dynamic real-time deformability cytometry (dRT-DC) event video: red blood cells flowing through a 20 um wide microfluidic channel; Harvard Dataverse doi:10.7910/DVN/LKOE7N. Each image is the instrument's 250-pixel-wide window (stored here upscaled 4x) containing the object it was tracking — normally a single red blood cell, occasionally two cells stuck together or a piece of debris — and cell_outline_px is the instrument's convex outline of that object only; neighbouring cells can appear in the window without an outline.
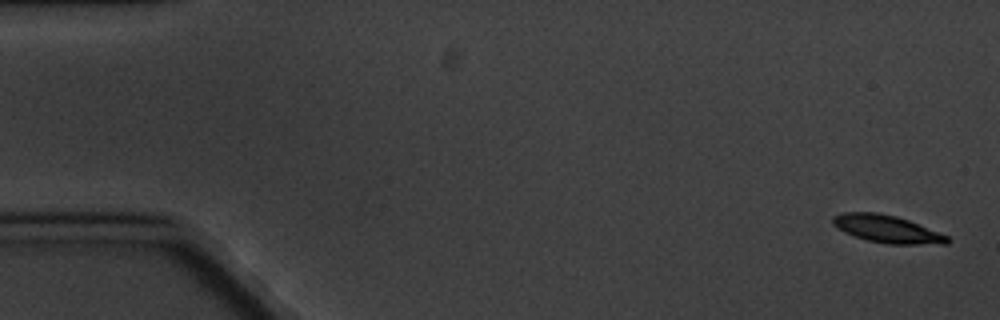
{"species": "common noctule bat (a hibernating species)", "species_latin": "Nyctalus noctula", "temperature_condition": "cold", "stored_images_in_passage": 6, "camera_frame_rate_fps": 3000, "um_per_image_px": 0.085, "animal": {"sex": "male", "body_mass_g": 20.1, "forearm_length_mm": 53.5}, "frame": {"image": 1, "passage_image": 1, "time_ms": 0.0, "image_size_px": [1000, 320], "cell_outline_px": [[952, 240], [948, 244], [888, 244], [868, 240], [844, 232], [836, 228], [832, 224], [832, 216], [844, 212], [876, 212], [896, 216], [908, 220], [948, 236]], "centroid_in_image_um": [75.38, 19.46], "position_along_channel_um": 9.6, "area_um2": 18.32}}